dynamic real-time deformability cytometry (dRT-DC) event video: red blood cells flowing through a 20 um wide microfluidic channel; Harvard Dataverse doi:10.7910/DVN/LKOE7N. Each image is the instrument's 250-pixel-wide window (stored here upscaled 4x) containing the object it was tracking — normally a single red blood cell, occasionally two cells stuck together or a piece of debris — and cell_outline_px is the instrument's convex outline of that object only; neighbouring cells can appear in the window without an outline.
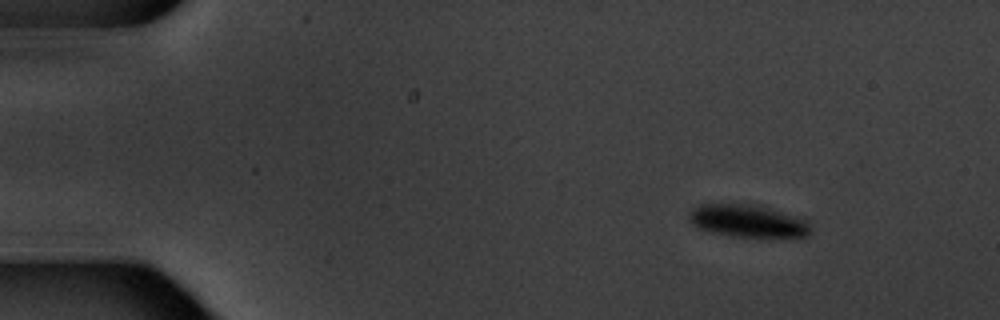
{"species": "common noctule bat (a hibernating species)", "species_latin": "Nyctalus noctula", "temperature_condition": "warm", "stored_images_in_passage": 5, "segment_of_instrument_passage": [1, 2], "camera_frame_rate_fps": 3000, "um_per_image_px": 0.085, "animal": {"sex": "male", "body_mass_g": 20.1, "forearm_length_mm": 53.5}, "frame": {"image": 1, "passage_image": 1, "time_ms": 0.0, "image_size_px": [1000, 320], "cell_outline_px": [[812, 232], [808, 236], [732, 236], [712, 232], [696, 228], [688, 220], [688, 212], [692, 208], [704, 204], [744, 204], [768, 208], [808, 220], [812, 228]], "centroid_in_image_um": [63.52, 18.78], "position_along_channel_um": 21.5, "area_um2": 22.77}}